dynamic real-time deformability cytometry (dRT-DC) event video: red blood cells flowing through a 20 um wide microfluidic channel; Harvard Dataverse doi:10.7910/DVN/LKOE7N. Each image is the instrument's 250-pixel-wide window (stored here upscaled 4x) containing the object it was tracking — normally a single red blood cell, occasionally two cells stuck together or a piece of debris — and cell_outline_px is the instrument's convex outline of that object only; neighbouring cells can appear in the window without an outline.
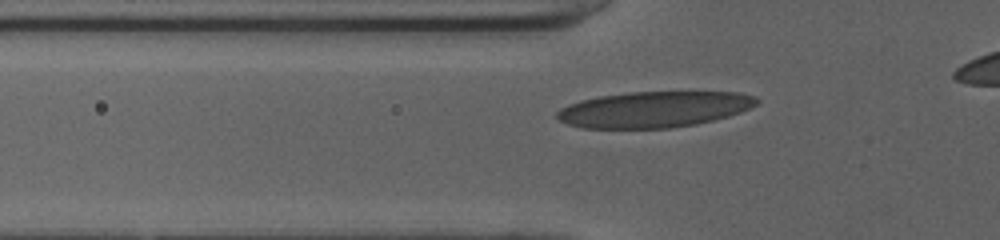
{"species": "human", "species_latin": "Homo sapiens", "temperature_condition": "cold", "stored_images_in_passage": 36, "camera_frame_rate_fps": 3000, "um_per_image_px": 0.085, "donor": {"sex": "female"}, "frame": {"image": 1, "passage_image": 7, "time_ms": 2.0, "image_size_px": [1000, 240], "cell_outline_px": [[760, 100], [756, 104], [740, 112], [728, 116], [696, 124], [668, 128], [584, 128], [568, 124], [560, 120], [556, 116], [556, 112], [560, 108], [568, 104], [580, 100], [600, 96], [628, 92], [736, 92], [756, 96]], "centroid_in_image_um": [55.57, 9.29], "position_along_channel_um": 70.2, "area_um2": 41.73}}
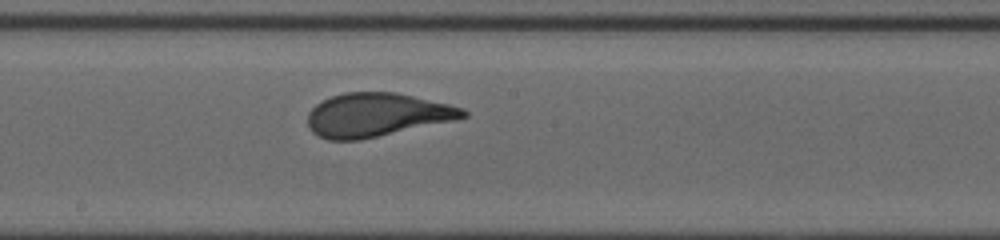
{"frame": {"image": 2, "passage_image": 18, "time_ms": 5.667, "image_size_px": [1000, 240], "cell_outline_px": [[468, 116], [456, 120], [360, 140], [328, 140], [312, 132], [308, 128], [308, 112], [316, 104], [332, 96], [344, 92], [396, 92], [448, 104], [464, 108], [468, 112]], "centroid_in_image_um": [32.03, 9.77], "position_along_channel_um": 216.2, "area_um2": 39.48}}
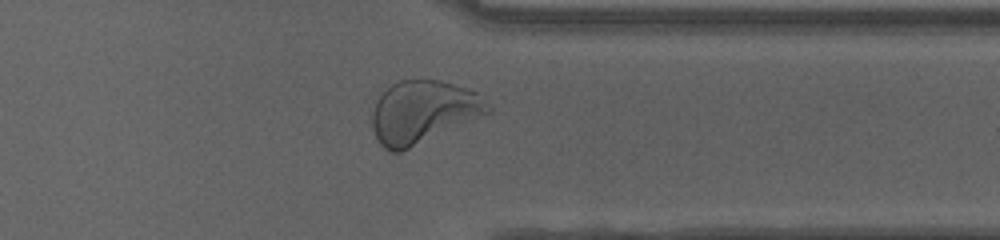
{"frame": {"image": 3, "passage_image": 30, "time_ms": 9.667, "image_size_px": [1000, 240], "cell_outline_px": [[492, 112], [400, 152], [388, 152], [380, 144], [372, 128], [372, 112], [376, 100], [392, 84], [400, 80], [440, 80], [476, 92], [492, 108]], "centroid_in_image_um": [35.94, 9.53], "position_along_channel_um": 375.5, "area_um2": 41.85}, "authors_computed_cell_mechanics": {"area_um2": 40.2577, "velocity_mm_per_s": 4.0109, "shape_relaxation_time_tau1_ms": 3.9468, "shape_relaxation_time_tau2_ms": null, "deformation_change_tau1": 0.2064, "deformation_change_tau2": null}}